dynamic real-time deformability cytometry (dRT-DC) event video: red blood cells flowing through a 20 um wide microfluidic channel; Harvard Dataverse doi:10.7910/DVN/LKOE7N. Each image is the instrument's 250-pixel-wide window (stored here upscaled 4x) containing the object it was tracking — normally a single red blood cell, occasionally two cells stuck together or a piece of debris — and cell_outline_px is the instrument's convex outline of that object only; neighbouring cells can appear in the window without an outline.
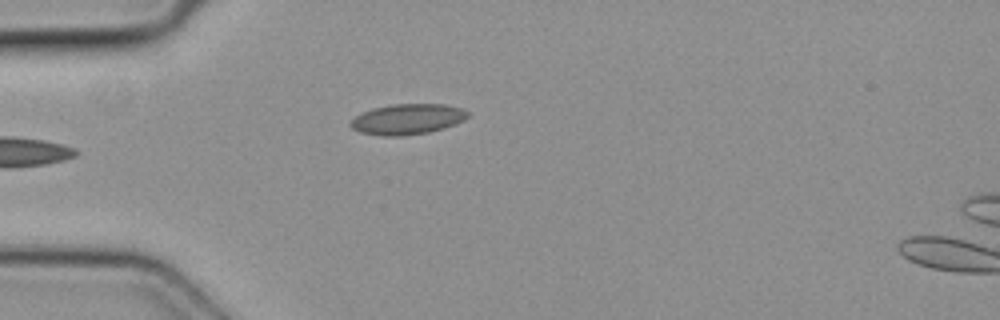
{"species": "common noctule bat (a hibernating species)", "species_latin": "Nyctalus noctula", "temperature_condition": "cold", "stored_images_in_passage": 5, "camera_frame_rate_fps": 3000, "um_per_image_px": 0.085, "animal": {"sex": "female", "body_mass_g": 19.3, "forearm_length_mm": 54.1}, "frame": {"image": 1, "passage_image": 4, "time_ms": 1.0, "image_size_px": [1000, 320], "cell_outline_px": [[468, 116], [464, 120], [444, 128], [428, 132], [400, 136], [380, 136], [360, 132], [352, 128], [348, 124], [356, 116], [372, 108], [392, 104], [444, 104], [460, 108], [468, 112]], "centroid_in_image_um": [34.61, 10.13], "position_along_channel_um": 50.4, "area_um2": 20.75}}